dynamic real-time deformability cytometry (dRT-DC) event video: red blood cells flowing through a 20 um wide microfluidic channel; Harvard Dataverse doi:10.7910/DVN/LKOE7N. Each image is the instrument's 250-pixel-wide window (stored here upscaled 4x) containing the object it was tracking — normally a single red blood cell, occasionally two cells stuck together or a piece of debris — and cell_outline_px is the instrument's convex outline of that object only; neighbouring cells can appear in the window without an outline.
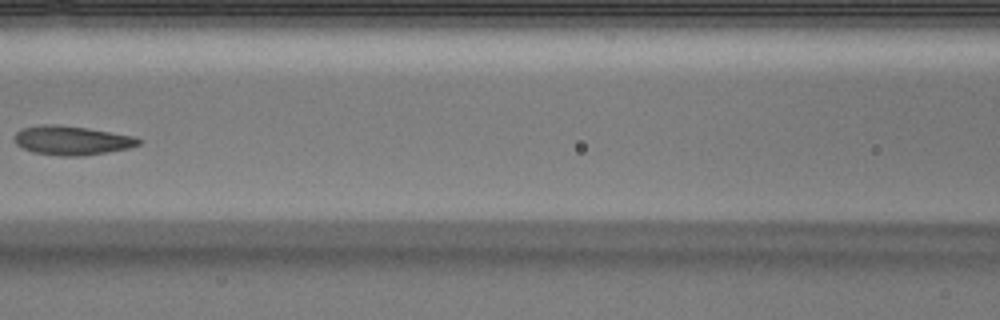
{"species": "Egyptian fruit bat (a non-hibernating species)", "species_latin": "Rousettus aegyptiacus", "temperature_condition": "warm", "stored_images_in_passage": 7, "camera_frame_rate_fps": 3000, "um_per_image_px": 0.085, "animal": {"sex": "male"}, "frame": {"image": 1, "passage_image": 6, "time_ms": 1.667, "image_size_px": [1000, 320], "cell_outline_px": [[144, 140], [140, 144], [128, 148], [108, 152], [84, 156], [60, 156], [32, 152], [16, 144], [16, 132], [20, 128], [44, 124], [56, 124], [88, 128], [136, 136]], "centroid_in_image_um": [6.15, 11.93], "position_along_channel_um": 160.5, "area_um2": 21.21}}
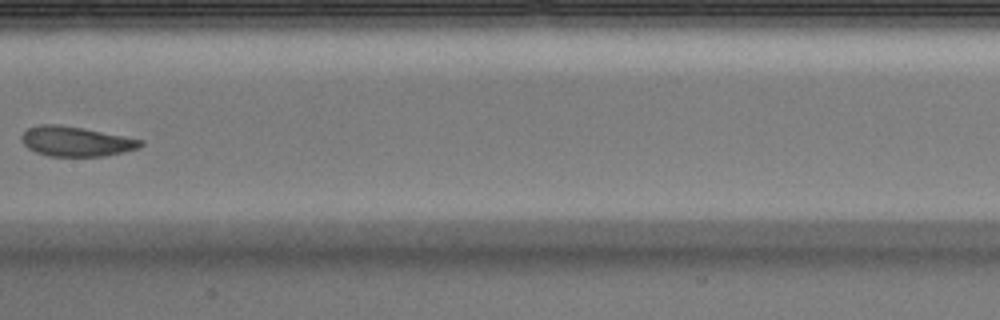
{"frame": {"image": 2, "passage_image": 7, "time_ms": 2.0, "image_size_px": [1000, 320], "cell_outline_px": [[144, 144], [140, 148], [124, 152], [104, 156], [48, 156], [36, 152], [28, 148], [20, 140], [20, 136], [28, 128], [40, 124], [60, 124], [84, 128], [144, 140]], "centroid_in_image_um": [6.46, 12.01], "position_along_channel_um": 200.9, "area_um2": 20.87}}